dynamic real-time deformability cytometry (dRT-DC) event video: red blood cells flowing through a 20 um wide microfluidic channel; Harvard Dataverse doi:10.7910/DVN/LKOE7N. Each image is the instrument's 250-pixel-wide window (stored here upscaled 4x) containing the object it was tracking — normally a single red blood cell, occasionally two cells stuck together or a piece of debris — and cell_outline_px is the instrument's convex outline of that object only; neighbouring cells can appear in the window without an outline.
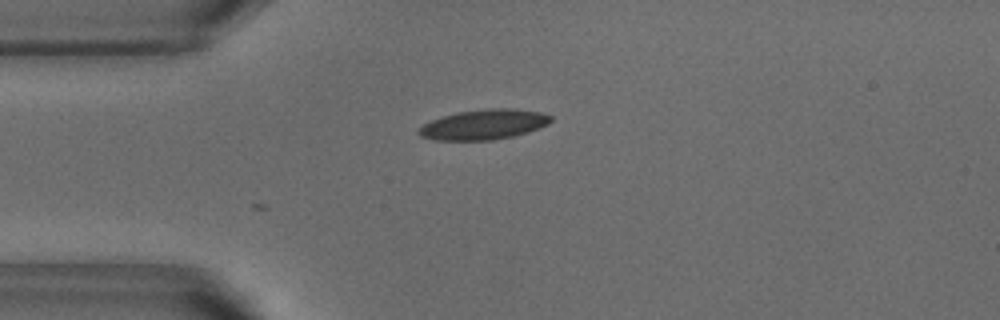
{"species": "common noctule bat (a hibernating species)", "species_latin": "Nyctalus noctula", "temperature_condition": "warm", "stored_images_in_passage": 2, "camera_frame_rate_fps": 3000, "um_per_image_px": 0.085, "animal": {"sex": "male", "body_mass_g": 18.8}, "frame": {"image": 1, "passage_image": 2, "time_ms": 0.333, "image_size_px": [1000, 320], "cell_outline_px": [[552, 120], [548, 124], [540, 128], [528, 132], [512, 136], [492, 140], [436, 140], [420, 136], [416, 132], [424, 124], [432, 120], [456, 112], [488, 108], [516, 108], [540, 112], [552, 116]], "centroid_in_image_um": [41.15, 10.58], "position_along_channel_um": 43.8, "area_um2": 23.18}}